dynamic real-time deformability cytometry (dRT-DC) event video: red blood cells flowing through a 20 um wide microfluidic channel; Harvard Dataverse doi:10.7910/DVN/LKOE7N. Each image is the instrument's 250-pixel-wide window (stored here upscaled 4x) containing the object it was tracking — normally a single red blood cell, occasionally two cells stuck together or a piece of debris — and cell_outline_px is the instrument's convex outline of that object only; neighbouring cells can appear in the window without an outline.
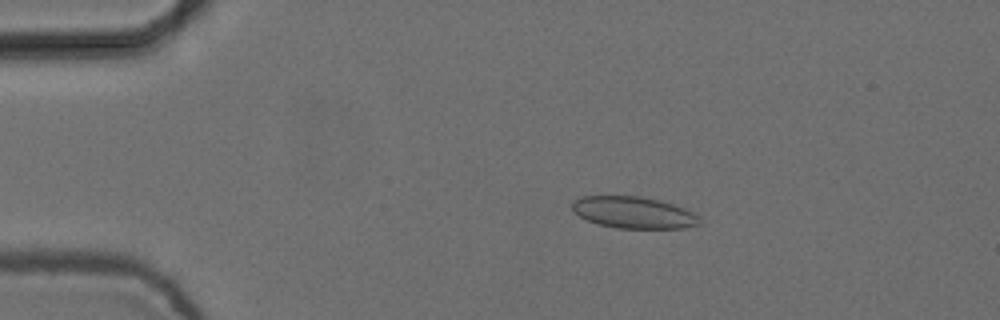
{"species": "common noctule bat (a hibernating species)", "species_latin": "Nyctalus noctula", "temperature_condition": "cold", "stored_images_in_passage": 4, "camera_frame_rate_fps": 3000, "um_per_image_px": 0.085, "animal": {"sex": "female", "body_mass_g": 24.6, "forearm_length_mm": 56.2}, "frame": {"image": 1, "passage_image": 2, "time_ms": 0.333, "image_size_px": [1000, 320], "cell_outline_px": [[700, 224], [684, 228], [616, 228], [600, 224], [588, 220], [580, 216], [572, 208], [572, 204], [580, 196], [640, 196], [660, 200], [684, 208], [700, 216]], "centroid_in_image_um": [53.89, 18.06], "position_along_channel_um": 31.1, "area_um2": 23.35}}